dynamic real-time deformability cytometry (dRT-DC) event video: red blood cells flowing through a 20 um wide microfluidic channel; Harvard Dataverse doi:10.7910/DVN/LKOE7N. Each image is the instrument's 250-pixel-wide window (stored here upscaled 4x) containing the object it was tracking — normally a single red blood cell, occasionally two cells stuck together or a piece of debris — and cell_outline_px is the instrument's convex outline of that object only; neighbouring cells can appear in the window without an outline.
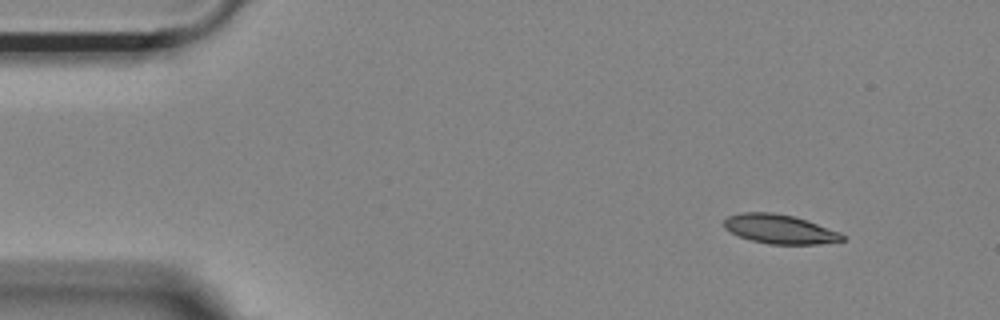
{"species": "Egyptian fruit bat (a non-hibernating species)", "species_latin": "Rousettus aegyptiacus", "temperature_condition": "room temperature", "stored_images_in_passage": 49, "camera_frame_rate_fps": 3000, "um_per_image_px": 0.085, "animal": {"sex": "female"}, "frame": {"image": 1, "passage_image": 1, "time_ms": 0.0, "image_size_px": [1000, 320], "cell_outline_px": [[844, 240], [820, 244], [768, 244], [752, 240], [740, 236], [724, 228], [724, 220], [728, 216], [740, 212], [772, 212], [792, 216], [840, 232], [844, 236]], "centroid_in_image_um": [66.25, 19.47], "position_along_channel_um": 18.8, "area_um2": 19.83}}
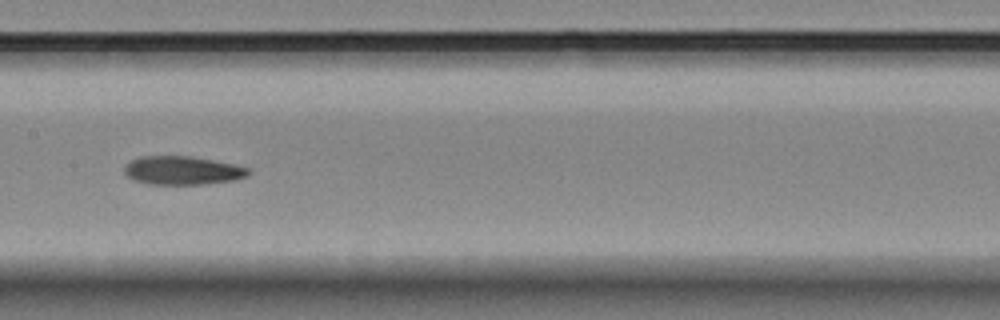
{"frame": {"image": 2, "passage_image": 22, "time_ms": 7.0, "image_size_px": [1000, 320], "cell_outline_px": [[252, 172], [248, 176], [236, 180], [204, 184], [148, 184], [132, 180], [124, 172], [124, 164], [140, 156], [192, 156], [232, 164], [248, 168]], "centroid_in_image_um": [15.5, 14.49], "position_along_channel_um": 191.9, "area_um2": 20.75}}
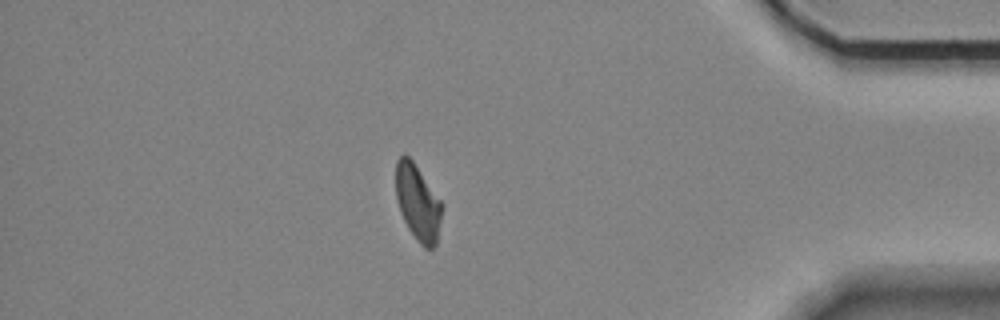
{"frame": {"image": 3, "passage_image": 42, "time_ms": 13.667, "image_size_px": [1000, 320], "cell_outline_px": [[444, 204], [436, 244], [432, 248], [424, 248], [416, 240], [408, 228], [400, 212], [396, 196], [396, 160], [400, 156], [408, 156], [412, 160]], "centroid_in_image_um": [35.53, 17.24], "position_along_channel_um": 399.7, "area_um2": 20.4}, "authors_computed_cell_mechanics": {"area_um2": 20.808, "velocity_mm_per_s": 3.6751, "shape_relaxation_time_tau1_ms": null, "shape_relaxation_time_tau2_ms": 3.6211, "deformation_change_tau1": null, "deformation_change_tau2": 0.1009}}